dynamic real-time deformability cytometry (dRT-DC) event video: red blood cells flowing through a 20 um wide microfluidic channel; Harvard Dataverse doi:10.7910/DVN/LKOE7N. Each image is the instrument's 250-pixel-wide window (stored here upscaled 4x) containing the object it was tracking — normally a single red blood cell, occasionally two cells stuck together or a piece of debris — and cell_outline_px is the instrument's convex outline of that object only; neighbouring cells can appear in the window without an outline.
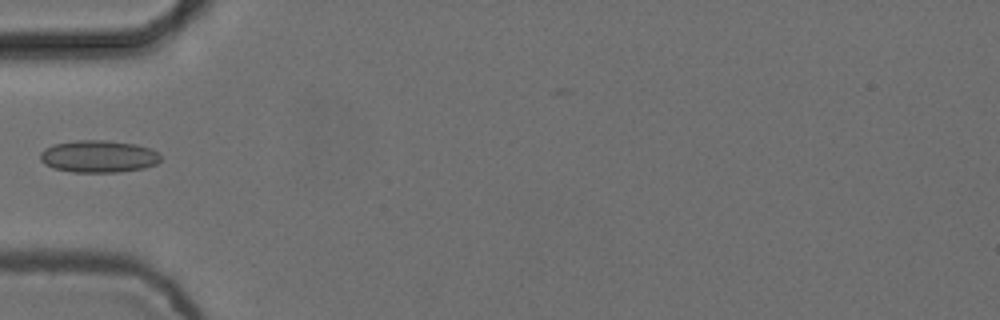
{"species": "common noctule bat (a hibernating species)", "species_latin": "Nyctalus noctula", "temperature_condition": "cold", "stored_images_in_passage": 6, "camera_frame_rate_fps": 3000, "um_per_image_px": 0.085, "animal": {"sex": "female", "body_mass_g": 24.6, "forearm_length_mm": 56.2}, "frame": {"image": 1, "passage_image": 6, "time_ms": 1.667, "image_size_px": [1000, 320], "cell_outline_px": [[160, 160], [156, 164], [144, 168], [120, 172], [72, 172], [52, 168], [44, 164], [40, 160], [40, 152], [44, 148], [52, 144], [76, 140], [108, 140], [136, 144], [152, 148], [160, 156]], "centroid_in_image_um": [8.35, 13.29], "position_along_channel_um": 76.7, "area_um2": 22.89}}